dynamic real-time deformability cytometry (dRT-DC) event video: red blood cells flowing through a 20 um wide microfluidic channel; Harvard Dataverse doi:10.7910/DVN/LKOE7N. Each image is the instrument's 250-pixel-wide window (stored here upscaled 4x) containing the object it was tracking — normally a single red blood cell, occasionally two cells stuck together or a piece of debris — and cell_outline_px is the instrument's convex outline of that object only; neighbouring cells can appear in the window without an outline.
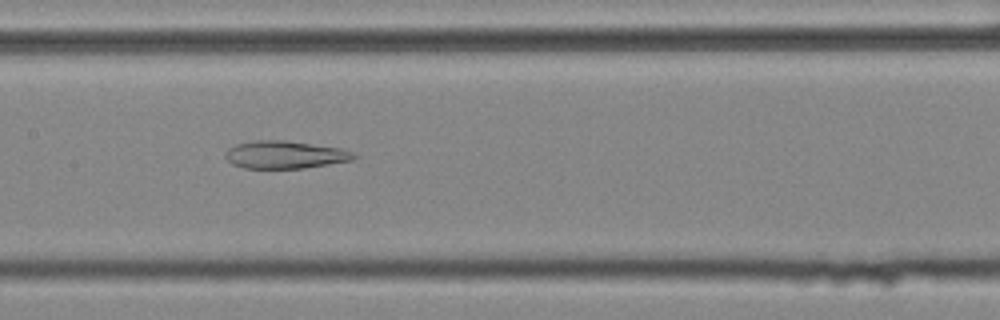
{"species": "common noctule bat (a hibernating species)", "species_latin": "Nyctalus noctula", "temperature_condition": "cold", "stored_images_in_passage": 32, "camera_frame_rate_fps": 3000, "um_per_image_px": 0.085, "animal": {"sex": "female", "body_mass_g": 25.1}, "frame": {"image": 1, "passage_image": 11, "time_ms": 3.333, "image_size_px": [1000, 320], "cell_outline_px": [[356, 156], [352, 160], [304, 168], [244, 168], [232, 164], [224, 156], [224, 152], [228, 148], [236, 144], [256, 140], [288, 140], [340, 148], [352, 152]], "centroid_in_image_um": [24.18, 13.14], "position_along_channel_um": 183.2, "area_um2": 20.69}}
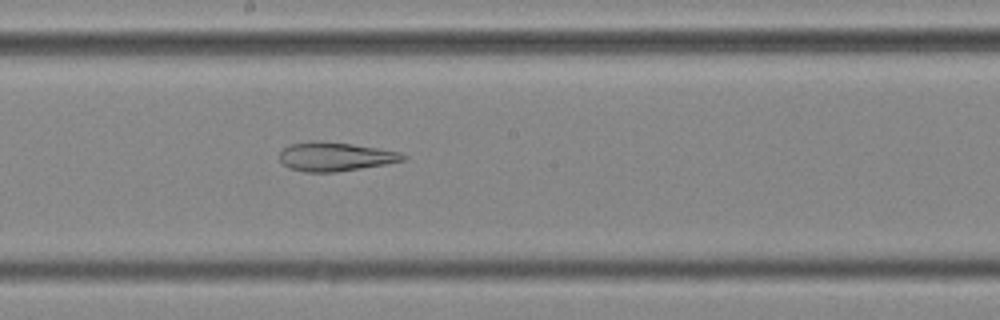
{"frame": {"image": 2, "passage_image": 14, "time_ms": 4.333, "image_size_px": [1000, 320], "cell_outline_px": [[408, 156], [404, 160], [384, 164], [336, 172], [304, 172], [288, 168], [280, 160], [280, 152], [288, 144], [316, 140], [320, 140], [352, 144], [400, 152]], "centroid_in_image_um": [28.45, 13.31], "position_along_channel_um": 219.7, "area_um2": 20.75}}
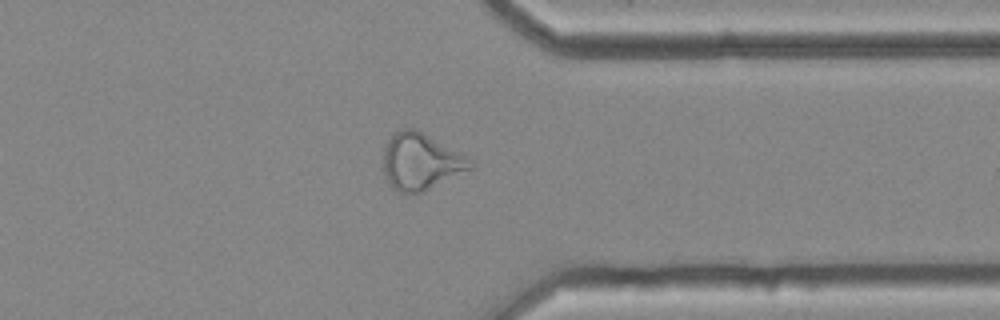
{"frame": {"image": 3, "passage_image": 27, "time_ms": 8.667, "image_size_px": [1000, 320], "cell_outline_px": [[472, 168], [424, 192], [400, 192], [392, 188], [384, 176], [384, 148], [388, 140], [400, 128], [412, 128], [428, 136], [464, 156], [472, 164]], "centroid_in_image_um": [35.7, 13.76], "position_along_channel_um": 375.7, "area_um2": 27.86}}